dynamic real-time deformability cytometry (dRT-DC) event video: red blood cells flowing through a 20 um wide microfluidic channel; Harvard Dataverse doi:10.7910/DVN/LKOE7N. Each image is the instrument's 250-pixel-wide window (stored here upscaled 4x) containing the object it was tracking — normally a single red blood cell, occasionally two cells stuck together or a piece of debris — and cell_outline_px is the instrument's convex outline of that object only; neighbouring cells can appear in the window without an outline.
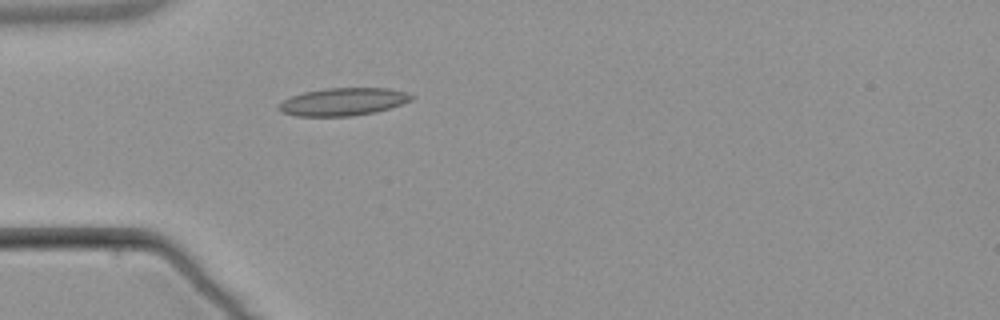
{"species": "common noctule bat (a hibernating species)", "species_latin": "Nyctalus noctula", "temperature_condition": "warm", "stored_images_in_passage": 4, "camera_frame_rate_fps": 3000, "um_per_image_px": 0.085, "animal": {"sex": "male", "body_mass_g": 21.5, "forearm_length_mm": 52.0}, "frame": {"image": 1, "passage_image": 4, "time_ms": 3.667, "image_size_px": [1000, 320], "cell_outline_px": [[416, 96], [412, 100], [376, 112], [352, 116], [296, 116], [280, 112], [276, 108], [284, 100], [292, 96], [304, 92], [324, 88], [388, 88], [404, 92]], "centroid_in_image_um": [29.15, 8.65], "position_along_channel_um": 55.9, "area_um2": 21.39}}